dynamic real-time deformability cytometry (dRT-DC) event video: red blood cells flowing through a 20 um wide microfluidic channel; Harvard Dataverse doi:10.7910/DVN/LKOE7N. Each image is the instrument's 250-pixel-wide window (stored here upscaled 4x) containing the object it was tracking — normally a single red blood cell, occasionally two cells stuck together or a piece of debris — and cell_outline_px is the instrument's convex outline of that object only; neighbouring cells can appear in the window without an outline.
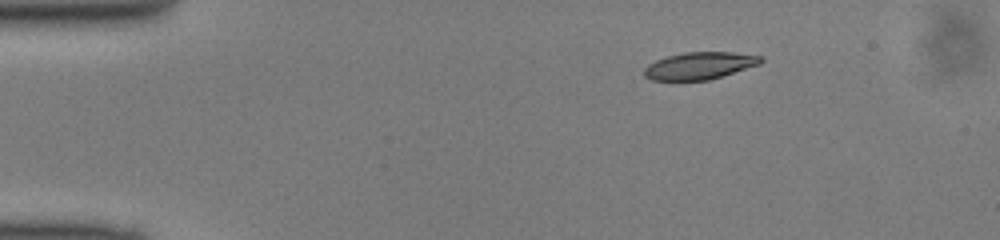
{"species": "common noctule bat (a hibernating species)", "species_latin": "Nyctalus noctula", "temperature_condition": "cold", "stored_images_in_passage": 42, "camera_frame_rate_fps": 3000, "um_per_image_px": 0.085, "animal": {"sex": "male", "body_mass_g": 13.0, "forearm_length_mm": 53.1}, "frame": {"image": 1, "passage_image": 1, "time_ms": 0.0, "image_size_px": [1000, 240], "cell_outline_px": [[764, 60], [760, 64], [708, 80], [652, 80], [644, 76], [644, 68], [648, 64], [656, 60], [668, 56], [684, 52], [732, 52], [760, 56]], "centroid_in_image_um": [59.44, 5.58], "position_along_channel_um": 25.6, "area_um2": 18.32}}
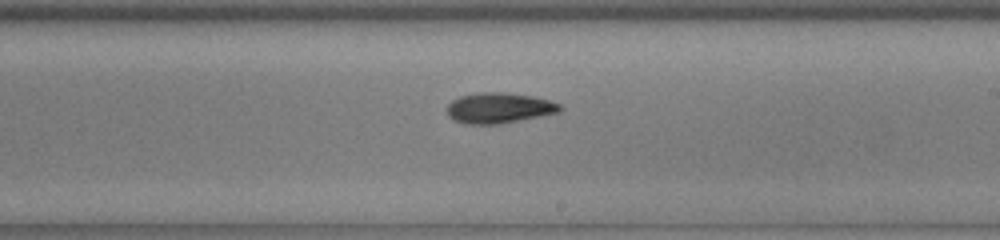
{"frame": {"image": 2, "passage_image": 22, "time_ms": 7.0, "image_size_px": [1000, 240], "cell_outline_px": [[564, 108], [560, 112], [500, 124], [464, 124], [452, 120], [448, 116], [448, 104], [452, 100], [460, 96], [480, 92], [504, 92], [532, 96], [548, 100], [560, 104]], "centroid_in_image_um": [42.41, 9.18], "position_along_channel_um": 246.6, "area_um2": 20.17}}
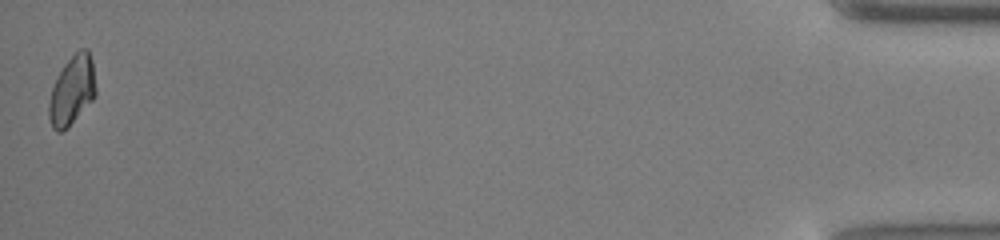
{"frame": {"image": 3, "passage_image": 42, "time_ms": 13.667, "image_size_px": [1000, 240], "cell_outline_px": [[96, 96], [68, 128], [60, 132], [56, 132], [52, 128], [48, 116], [48, 104], [52, 88], [64, 64], [80, 48], [88, 48], [92, 60], [96, 88]], "centroid_in_image_um": [6.13, 7.71], "position_along_channel_um": 429.1, "area_um2": 18.96}}